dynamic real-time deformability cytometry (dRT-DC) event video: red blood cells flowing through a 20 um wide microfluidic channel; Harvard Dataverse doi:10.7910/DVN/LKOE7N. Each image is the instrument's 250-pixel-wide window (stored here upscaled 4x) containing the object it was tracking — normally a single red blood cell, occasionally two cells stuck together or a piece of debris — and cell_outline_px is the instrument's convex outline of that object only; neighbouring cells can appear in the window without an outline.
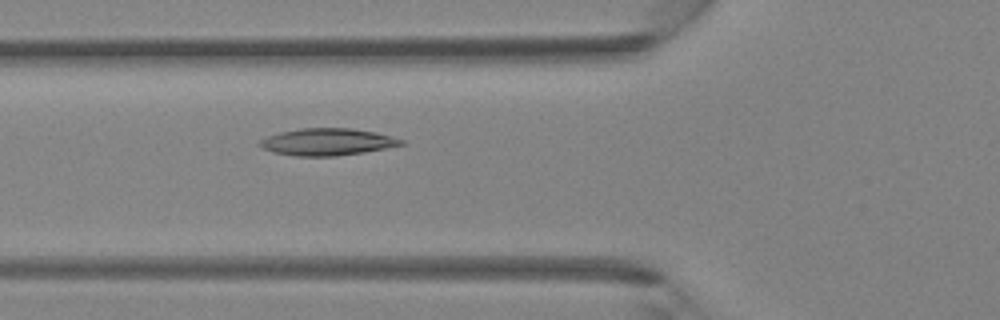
{"species": "Egyptian fruit bat (a non-hibernating species)", "species_latin": "Rousettus aegyptiacus", "temperature_condition": "room temperature", "stored_images_in_passage": 43, "camera_frame_rate_fps": 3000, "um_per_image_px": 0.085, "animal": {"sex": "female"}, "frame": {"image": 1, "passage_image": 16, "time_ms": 5.0, "image_size_px": [1000, 320], "cell_outline_px": [[404, 144], [364, 152], [336, 156], [292, 156], [272, 152], [256, 144], [260, 140], [268, 136], [280, 132], [300, 128], [352, 128], [376, 132], [404, 140]], "centroid_in_image_um": [27.78, 12.06], "position_along_channel_um": 98.0, "area_um2": 22.25}}
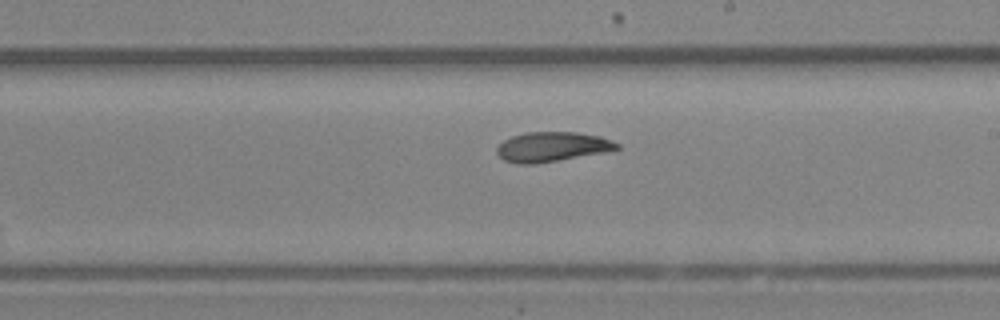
{"frame": {"image": 2, "passage_image": 25, "time_ms": 8.0, "image_size_px": [1000, 320], "cell_outline_px": [[620, 148], [604, 152], [532, 164], [516, 164], [504, 160], [496, 152], [496, 148], [504, 140], [512, 136], [528, 132], [576, 132], [600, 136], [612, 140], [620, 144]], "centroid_in_image_um": [46.92, 12.47], "position_along_channel_um": 242.1, "area_um2": 20.58}}
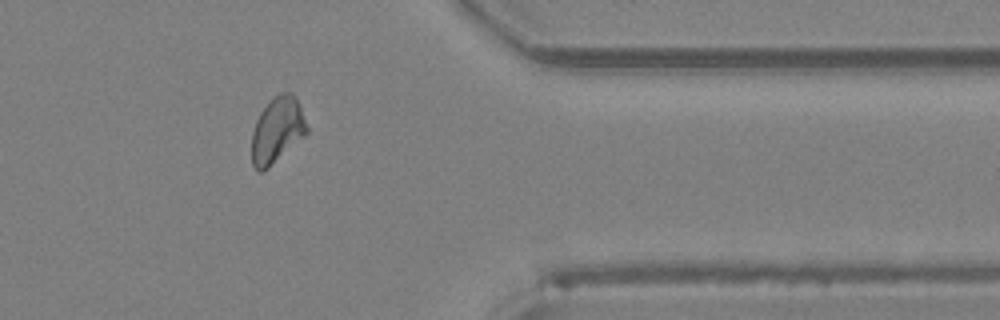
{"frame": {"image": 3, "passage_image": 35, "time_ms": 11.333, "image_size_px": [1000, 320], "cell_outline_px": [[308, 132], [304, 136], [264, 172], [256, 172], [252, 164], [252, 132], [256, 120], [260, 112], [272, 96], [280, 92], [292, 92], [296, 96], [308, 128]], "centroid_in_image_um": [23.54, 11.05], "position_along_channel_um": 387.9, "area_um2": 21.33}}